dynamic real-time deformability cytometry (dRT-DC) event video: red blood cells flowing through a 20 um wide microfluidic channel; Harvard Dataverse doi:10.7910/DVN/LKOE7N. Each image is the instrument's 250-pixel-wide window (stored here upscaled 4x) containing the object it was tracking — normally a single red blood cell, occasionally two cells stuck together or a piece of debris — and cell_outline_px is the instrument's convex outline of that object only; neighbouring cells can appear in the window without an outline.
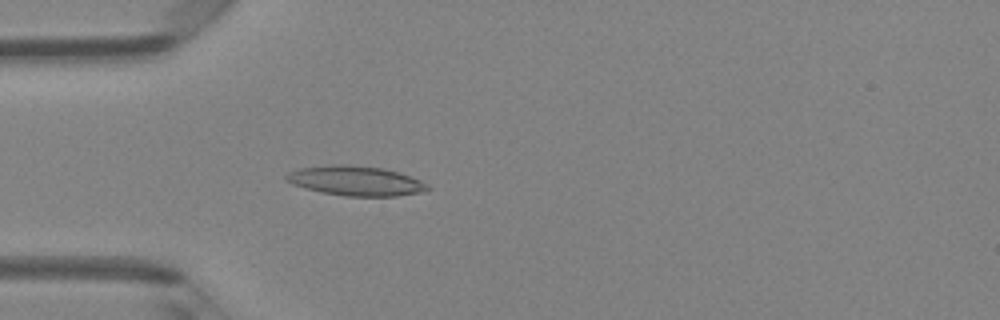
{"species": "Egyptian fruit bat (a non-hibernating species)", "species_latin": "Rousettus aegyptiacus", "temperature_condition": "room temperature", "stored_images_in_passage": 4, "camera_frame_rate_fps": 3000, "um_per_image_px": 0.085, "animal": {"sex": "female"}, "frame": {"image": 1, "passage_image": 4, "time_ms": 1.0, "image_size_px": [1000, 320], "cell_outline_px": [[432, 188], [428, 192], [396, 196], [344, 196], [320, 192], [304, 188], [292, 184], [284, 180], [284, 176], [288, 172], [300, 168], [332, 164], [348, 164], [384, 168], [420, 180], [428, 184]], "centroid_in_image_um": [30.23, 15.38], "position_along_channel_um": 54.8, "area_um2": 24.8}}